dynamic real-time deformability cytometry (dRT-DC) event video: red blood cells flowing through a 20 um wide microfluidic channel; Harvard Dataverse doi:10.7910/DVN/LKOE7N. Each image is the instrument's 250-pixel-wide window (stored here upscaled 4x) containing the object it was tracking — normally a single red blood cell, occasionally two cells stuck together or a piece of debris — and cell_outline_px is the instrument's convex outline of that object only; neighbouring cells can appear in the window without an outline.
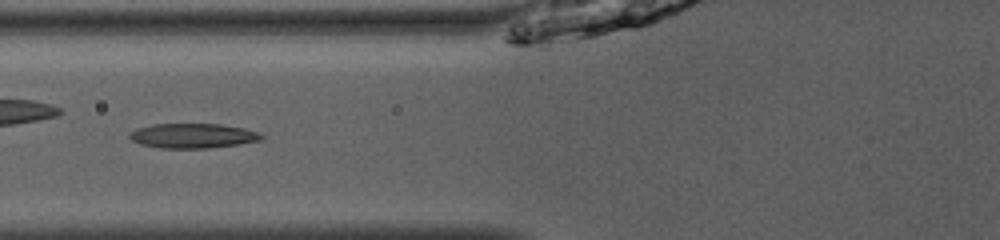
{"species": "common noctule bat (a hibernating species)", "species_latin": "Nyctalus noctula", "temperature_condition": "room temperature", "stored_images_in_passage": 40, "camera_frame_rate_fps": 3000, "um_per_image_px": 0.085, "animal": {"sex": "male", "body_mass_g": 13.0, "forearm_length_mm": 53.1}, "frame": {"image": 1, "passage_image": 12, "time_ms": 3.667, "image_size_px": [1000, 240], "cell_outline_px": [[264, 136], [260, 140], [240, 144], [208, 148], [160, 148], [140, 144], [132, 140], [128, 136], [136, 128], [152, 124], [220, 124], [244, 128], [256, 132]], "centroid_in_image_um": [16.37, 11.54], "position_along_channel_um": 109.4, "area_um2": 18.9}}
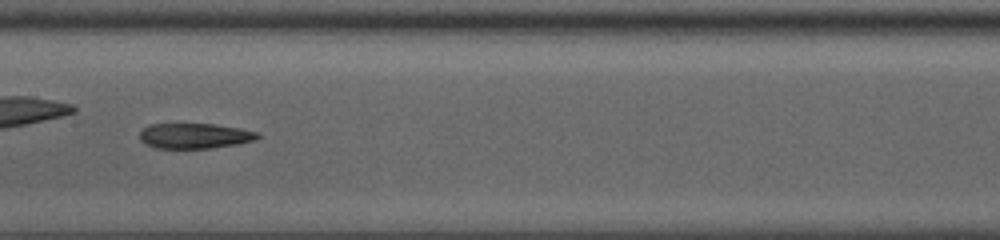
{"frame": {"image": 2, "passage_image": 18, "time_ms": 5.667, "image_size_px": [1000, 240], "cell_outline_px": [[260, 136], [256, 140], [236, 144], [212, 148], [156, 148], [140, 140], [140, 132], [148, 124], [216, 124], [240, 128], [260, 132]], "centroid_in_image_um": [16.59, 11.54], "position_along_channel_um": 190.8, "area_um2": 17.4}, "authors_computed_cell_mechanics": {"area_um2": 18.5249, "velocity_mm_per_s": 4.0345, "shape_relaxation_time_tau1_ms": null, "shape_relaxation_time_tau2_ms": 3.849, "deformation_change_tau1": null, "deformation_change_tau2": 0.1374}}